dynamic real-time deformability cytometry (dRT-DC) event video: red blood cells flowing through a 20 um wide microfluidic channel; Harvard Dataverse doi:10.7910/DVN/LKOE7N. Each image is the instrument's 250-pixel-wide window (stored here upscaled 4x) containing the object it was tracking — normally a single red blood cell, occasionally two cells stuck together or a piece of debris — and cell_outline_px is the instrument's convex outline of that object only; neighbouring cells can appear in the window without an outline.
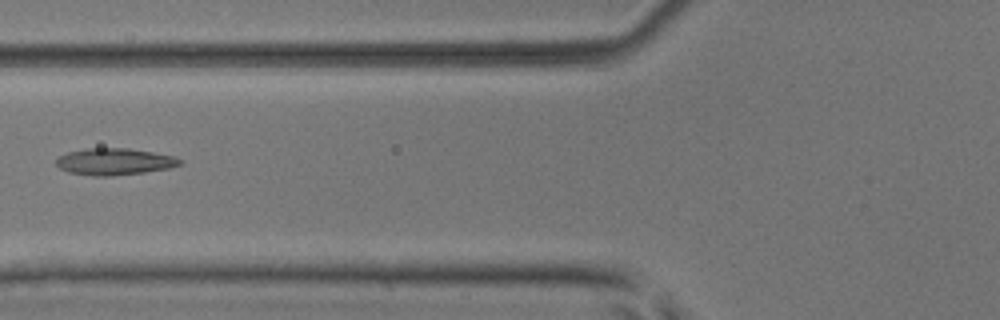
{"species": "common noctule bat (a hibernating species)", "species_latin": "Nyctalus noctula", "temperature_condition": "room temperature", "stored_images_in_passage": 2, "camera_frame_rate_fps": 3000, "um_per_image_px": 0.085, "animal": {"sex": "male", "body_mass_g": 17.9, "forearm_length_mm": 54.2}, "frame": {"image": 1, "passage_image": 2, "time_ms": 0.333, "image_size_px": [1000, 320], "cell_outline_px": [[180, 164], [168, 168], [144, 172], [108, 176], [92, 176], [68, 172], [60, 168], [56, 164], [56, 160], [60, 156], [68, 152], [88, 148], [128, 148], [176, 156], [180, 160]], "centroid_in_image_um": [9.7, 13.73], "position_along_channel_um": 116.1, "area_um2": 19.07}}